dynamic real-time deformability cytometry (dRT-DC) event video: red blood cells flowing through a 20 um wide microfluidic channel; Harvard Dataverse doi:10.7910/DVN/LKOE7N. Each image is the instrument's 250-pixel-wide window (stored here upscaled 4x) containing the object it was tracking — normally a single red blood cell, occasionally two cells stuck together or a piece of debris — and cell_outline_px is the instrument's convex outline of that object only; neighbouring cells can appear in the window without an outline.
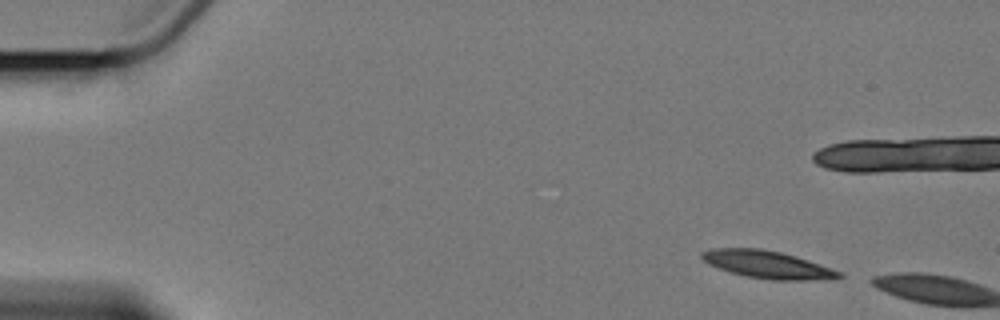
{"species": "Egyptian fruit bat (a non-hibernating species)", "species_latin": "Rousettus aegyptiacus", "temperature_condition": "cold", "stored_images_in_passage": 2, "camera_frame_rate_fps": 3000, "um_per_image_px": 0.085, "animal": {"sex": "female"}, "frame": {"image": 1, "passage_image": 1, "time_ms": 0.0, "image_size_px": [1000, 320], "cell_outline_px": [[844, 276], [832, 280], [772, 280], [748, 276], [732, 272], [708, 264], [700, 256], [700, 252], [712, 248], [760, 248], [780, 252], [796, 256], [844, 272]], "centroid_in_image_um": [65.3, 22.49], "position_along_channel_um": 19.7, "area_um2": 22.14}}